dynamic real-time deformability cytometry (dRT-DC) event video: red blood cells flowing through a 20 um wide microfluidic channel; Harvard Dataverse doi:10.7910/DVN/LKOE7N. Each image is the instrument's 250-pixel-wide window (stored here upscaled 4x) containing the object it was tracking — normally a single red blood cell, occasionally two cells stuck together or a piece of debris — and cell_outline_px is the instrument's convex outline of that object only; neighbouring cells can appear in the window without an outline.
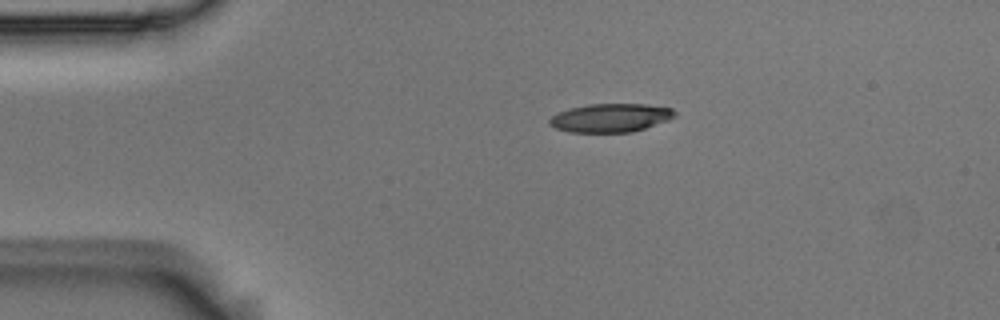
{"species": "Egyptian fruit bat (a non-hibernating species)", "species_latin": "Rousettus aegyptiacus", "temperature_condition": "room temperature", "stored_images_in_passage": 2, "camera_frame_rate_fps": 3000, "um_per_image_px": 0.085, "animal": {"sex": "male"}, "frame": {"image": 1, "passage_image": 1, "time_ms": 0.0, "image_size_px": [1000, 320], "cell_outline_px": [[676, 116], [668, 120], [632, 132], [568, 132], [556, 128], [548, 124], [548, 120], [552, 116], [560, 112], [572, 108], [588, 104], [648, 104], [672, 108], [676, 112]], "centroid_in_image_um": [51.91, 10.01], "position_along_channel_um": 33.1, "area_um2": 20.75}}